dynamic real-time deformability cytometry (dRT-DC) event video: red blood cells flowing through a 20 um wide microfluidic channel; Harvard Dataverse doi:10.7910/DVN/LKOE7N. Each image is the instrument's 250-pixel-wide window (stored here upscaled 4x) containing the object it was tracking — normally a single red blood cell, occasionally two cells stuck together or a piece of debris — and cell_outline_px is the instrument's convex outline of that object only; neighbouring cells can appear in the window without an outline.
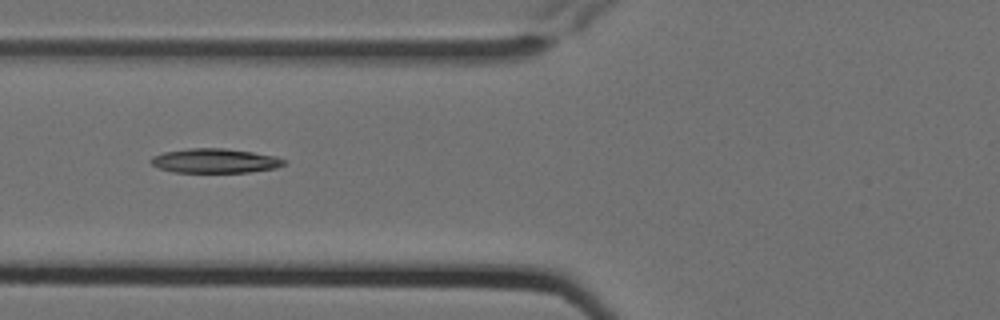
{"species": "Egyptian fruit bat (a non-hibernating species)", "species_latin": "Rousettus aegyptiacus", "temperature_condition": "cold", "stored_images_in_passage": 10, "camera_frame_rate_fps": 3000, "um_per_image_px": 0.085, "animal": {"sex": "female"}, "frame": {"image": 1, "passage_image": 7, "time_ms": 2.0, "image_size_px": [1000, 320], "cell_outline_px": [[284, 164], [276, 168], [248, 172], [172, 172], [160, 168], [152, 164], [148, 160], [152, 156], [164, 152], [188, 148], [224, 148], [252, 152], [276, 156], [284, 160]], "centroid_in_image_um": [18.23, 13.66], "position_along_channel_um": 107.6, "area_um2": 18.84}}
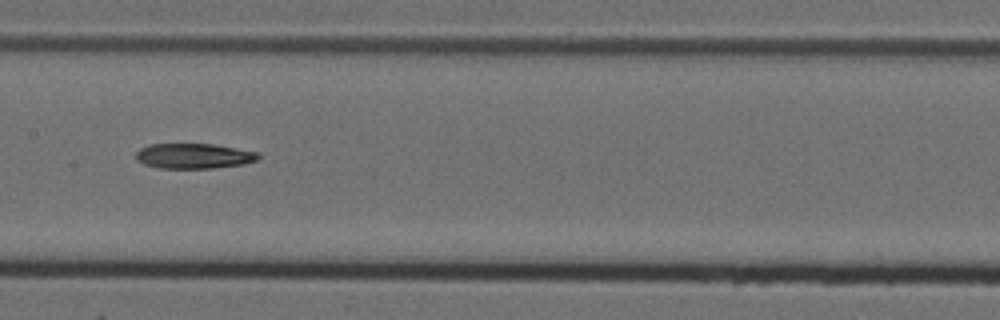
{"frame": {"image": 2, "passage_image": 9, "time_ms": 2.667, "image_size_px": [1000, 320], "cell_outline_px": [[260, 156], [256, 160], [244, 164], [216, 168], [160, 168], [144, 164], [136, 160], [136, 152], [140, 148], [148, 144], [212, 144], [260, 152]], "centroid_in_image_um": [16.48, 13.26], "position_along_channel_um": 190.9, "area_um2": 18.03}}
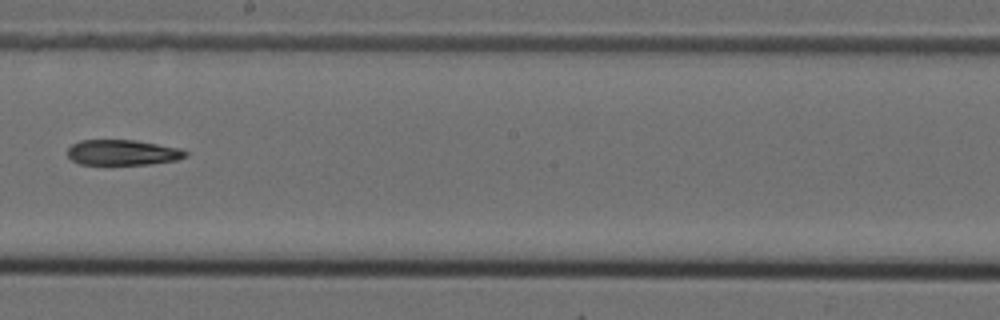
{"frame": {"image": 3, "passage_image": 10, "time_ms": 3.0, "image_size_px": [1000, 320], "cell_outline_px": [[188, 156], [176, 160], [148, 164], [80, 164], [72, 160], [68, 156], [68, 148], [72, 144], [80, 140], [136, 140], [180, 148], [188, 152]], "centroid_in_image_um": [10.43, 12.95], "position_along_channel_um": 237.8, "area_um2": 17.46}}